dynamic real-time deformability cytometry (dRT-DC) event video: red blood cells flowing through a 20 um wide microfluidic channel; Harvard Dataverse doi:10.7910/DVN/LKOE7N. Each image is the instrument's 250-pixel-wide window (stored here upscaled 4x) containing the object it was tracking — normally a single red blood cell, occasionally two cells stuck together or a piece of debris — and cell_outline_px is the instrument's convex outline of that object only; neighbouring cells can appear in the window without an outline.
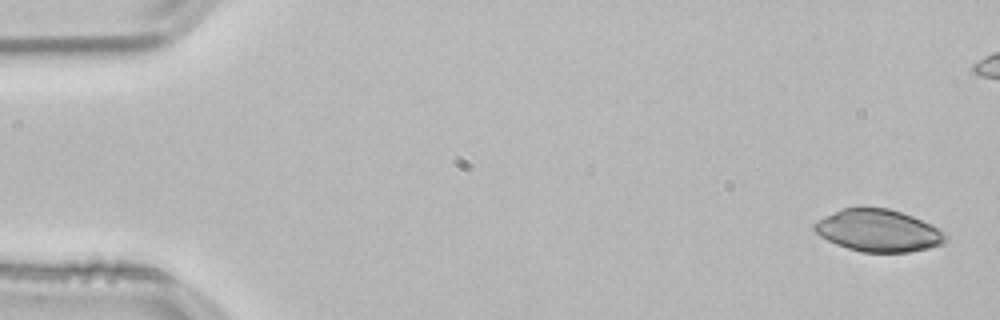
{"species": "common noctule bat (a hibernating species)", "species_latin": "Nyctalus noctula", "temperature_condition": "room temperature", "stored_images_in_passage": 53, "camera_frame_rate_fps": 3000, "um_per_image_px": 0.085, "animal": {"sex": "male", "body_mass_g": 21.5, "forearm_length_mm": 52.0}, "frame": {"image": 1, "passage_image": 1, "time_ms": 0.0, "image_size_px": [1000, 320], "cell_outline_px": [[948, 240], [944, 244], [928, 248], [908, 252], [860, 252], [836, 244], [820, 236], [812, 228], [812, 224], [816, 220], [824, 216], [844, 208], [888, 208], [912, 216], [944, 232], [948, 236]], "centroid_in_image_um": [74.64, 19.61], "position_along_channel_um": 10.4, "area_um2": 32.02}}